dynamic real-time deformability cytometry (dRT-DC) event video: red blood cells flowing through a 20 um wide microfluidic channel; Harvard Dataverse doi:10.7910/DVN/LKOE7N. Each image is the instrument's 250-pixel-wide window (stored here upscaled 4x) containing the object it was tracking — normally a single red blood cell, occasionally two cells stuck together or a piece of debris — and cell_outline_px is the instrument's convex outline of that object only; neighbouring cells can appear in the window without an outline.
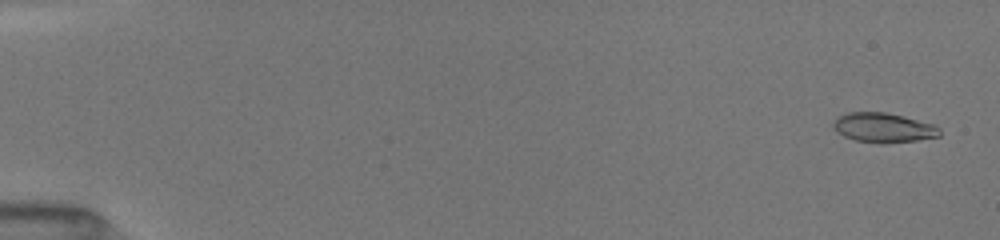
{"species": "common noctule bat (a hibernating species)", "species_latin": "Nyctalus noctula", "temperature_condition": "room temperature", "stored_images_in_passage": 17, "camera_frame_rate_fps": 3000, "um_per_image_px": 0.085, "animal": {"sex": "female", "body_mass_g": 19.5, "forearm_length_mm": 54.1}, "frame": {"image": 1, "passage_image": 1, "time_ms": 0.0, "image_size_px": [1000, 240], "cell_outline_px": [[940, 136], [916, 140], [880, 144], [856, 140], [844, 136], [836, 132], [832, 128], [832, 124], [836, 116], [848, 112], [884, 112], [904, 116], [936, 124], [940, 128]], "centroid_in_image_um": [75.07, 10.84], "position_along_channel_um": 9.9, "area_um2": 18.61}}
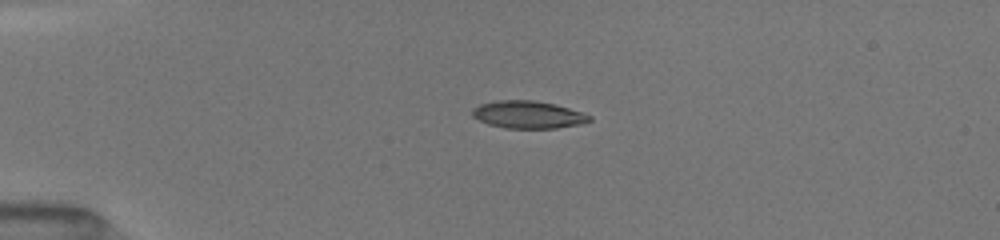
{"frame": {"image": 2, "passage_image": 11, "time_ms": 3.667, "image_size_px": [1000, 240], "cell_outline_px": [[592, 120], [580, 124], [556, 128], [504, 128], [488, 124], [472, 116], [472, 108], [480, 104], [496, 100], [532, 100], [556, 104], [592, 116]], "centroid_in_image_um": [44.87, 9.74], "position_along_channel_um": 40.1, "area_um2": 18.73}}